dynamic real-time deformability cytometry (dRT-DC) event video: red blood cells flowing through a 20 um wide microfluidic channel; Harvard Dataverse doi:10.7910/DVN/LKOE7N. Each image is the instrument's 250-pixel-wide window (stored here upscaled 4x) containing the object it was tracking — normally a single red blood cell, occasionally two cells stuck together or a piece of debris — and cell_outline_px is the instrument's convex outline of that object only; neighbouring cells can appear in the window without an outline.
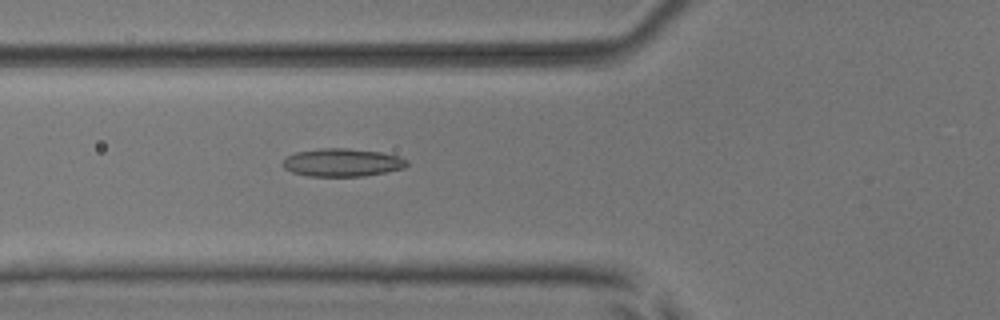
{"species": "common noctule bat (a hibernating species)", "species_latin": "Nyctalus noctula", "temperature_condition": "room temperature", "stored_images_in_passage": 53, "camera_frame_rate_fps": 3000, "um_per_image_px": 0.085, "animal": {"sex": "male", "body_mass_g": 17.9, "forearm_length_mm": 54.2}, "frame": {"image": 1, "passage_image": 20, "time_ms": 6.333, "image_size_px": [1000, 320], "cell_outline_px": [[408, 164], [404, 168], [364, 176], [308, 176], [292, 172], [284, 168], [280, 164], [288, 156], [296, 152], [320, 148], [348, 148], [380, 152], [400, 156], [408, 160]], "centroid_in_image_um": [29.09, 13.81], "position_along_channel_um": 96.7, "area_um2": 20.29}}
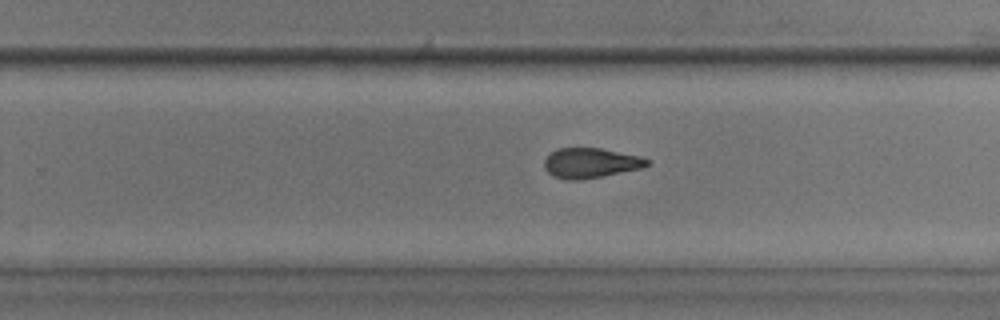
{"frame": {"image": 2, "passage_image": 34, "time_ms": 11.0, "image_size_px": [1000, 320], "cell_outline_px": [[648, 164], [640, 168], [600, 176], [576, 180], [564, 180], [552, 176], [544, 168], [544, 160], [556, 148], [600, 148], [640, 156], [648, 160]], "centroid_in_image_um": [50.13, 13.85], "position_along_channel_um": 279.7, "area_um2": 17.69}}
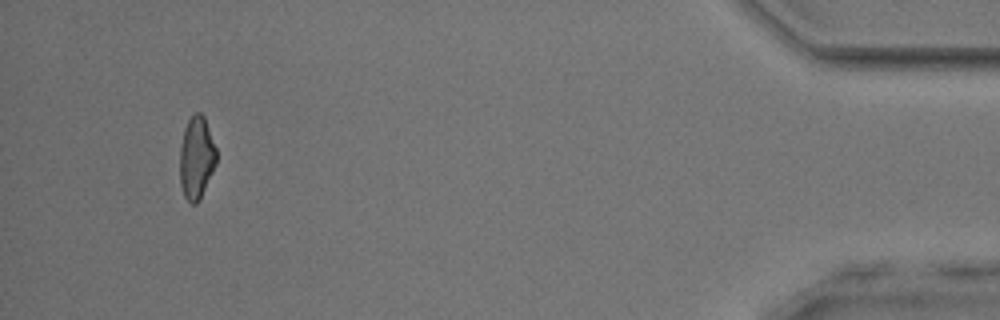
{"frame": {"image": 3, "passage_image": 50, "time_ms": 16.333, "image_size_px": [1000, 320], "cell_outline_px": [[216, 164], [200, 200], [196, 204], [192, 204], [184, 196], [180, 184], [180, 144], [184, 128], [188, 120], [196, 112], [200, 112], [204, 116], [216, 148]], "centroid_in_image_um": [16.69, 13.42], "position_along_channel_um": 418.5, "area_um2": 17.63}, "authors_computed_cell_mechanics": {"area_um2": 19.074, "velocity_mm_per_s": 3.9231, "shape_relaxation_time_tau1_ms": 8.9328, "shape_relaxation_time_tau2_ms": 2.9088, "deformation_change_tau1": 0.1867, "deformation_change_tau2": 0.1115}}